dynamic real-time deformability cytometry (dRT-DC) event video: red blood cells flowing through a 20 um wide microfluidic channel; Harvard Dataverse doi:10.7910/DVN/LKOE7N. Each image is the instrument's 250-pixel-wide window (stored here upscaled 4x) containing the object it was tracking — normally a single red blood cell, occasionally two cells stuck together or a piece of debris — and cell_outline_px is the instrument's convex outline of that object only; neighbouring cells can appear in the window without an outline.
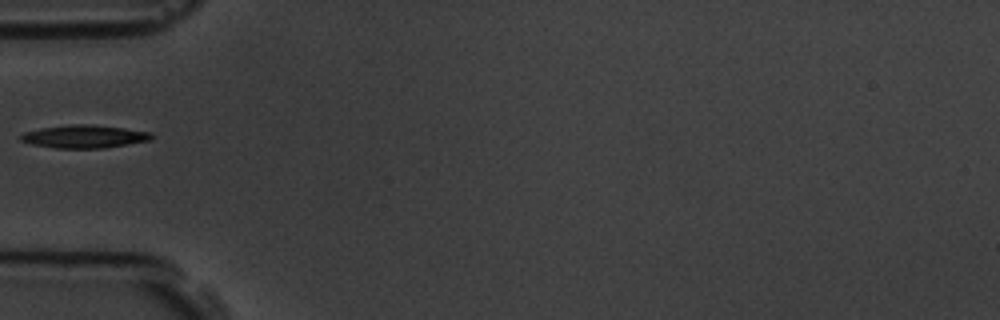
{"species": "common noctule bat (a hibernating species)", "species_latin": "Nyctalus noctula", "temperature_condition": "room temperature", "stored_images_in_passage": 2, "camera_frame_rate_fps": 3000, "um_per_image_px": 0.085, "animal": {"sex": "male", "body_mass_g": 19.5, "forearm_length_mm": 54.6}, "frame": {"image": 1, "passage_image": 1, "time_ms": 0.0, "image_size_px": [1000, 320], "cell_outline_px": [[156, 136], [152, 140], [104, 148], [56, 148], [32, 144], [20, 140], [20, 136], [24, 132], [40, 128], [72, 124], [84, 124], [124, 128], [152, 132]], "centroid_in_image_um": [7.21, 11.6], "position_along_channel_um": 77.8, "area_um2": 17.51}}
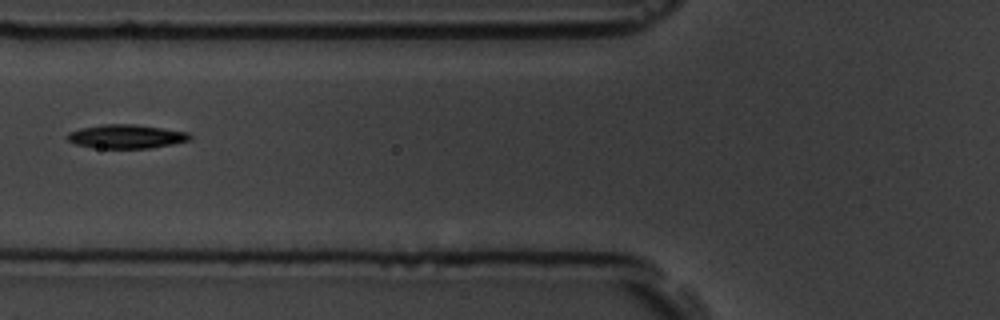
{"frame": {"image": 2, "passage_image": 2, "time_ms": 1.0, "image_size_px": [1000, 320], "cell_outline_px": [[192, 136], [188, 140], [172, 144], [148, 148], [92, 148], [76, 144], [68, 140], [64, 136], [68, 132], [80, 128], [104, 124], [132, 124], [164, 128], [188, 132]], "centroid_in_image_um": [10.68, 11.6], "position_along_channel_um": 115.1, "area_um2": 17.05}}